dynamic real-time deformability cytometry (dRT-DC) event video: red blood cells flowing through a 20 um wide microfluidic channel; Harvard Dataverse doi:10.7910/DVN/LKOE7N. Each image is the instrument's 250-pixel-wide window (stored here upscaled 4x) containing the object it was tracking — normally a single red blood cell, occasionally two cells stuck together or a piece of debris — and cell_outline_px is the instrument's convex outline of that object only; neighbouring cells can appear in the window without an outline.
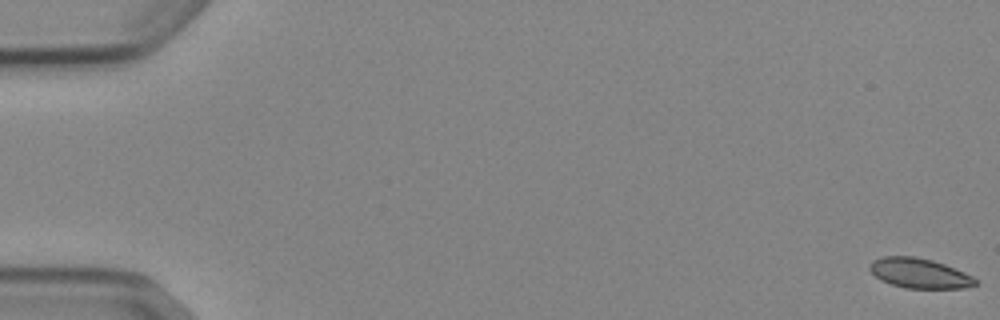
{"species": "Egyptian fruit bat (a non-hibernating species)", "species_latin": "Rousettus aegyptiacus", "temperature_condition": "cold", "stored_images_in_passage": 55, "segment_of_instrument_passage": [1, 2], "camera_frame_rate_fps": 3000, "um_per_image_px": 0.085, "animal": {"sex": "female"}, "frame": {"image": 1, "passage_image": 1, "time_ms": 0.0, "image_size_px": [1000, 320], "cell_outline_px": [[976, 284], [964, 288], [904, 288], [880, 280], [868, 268], [868, 264], [872, 260], [884, 256], [912, 256], [932, 260], [944, 264], [964, 272], [972, 276], [976, 280]], "centroid_in_image_um": [78.11, 23.22], "position_along_channel_um": 6.9, "area_um2": 18.32}}
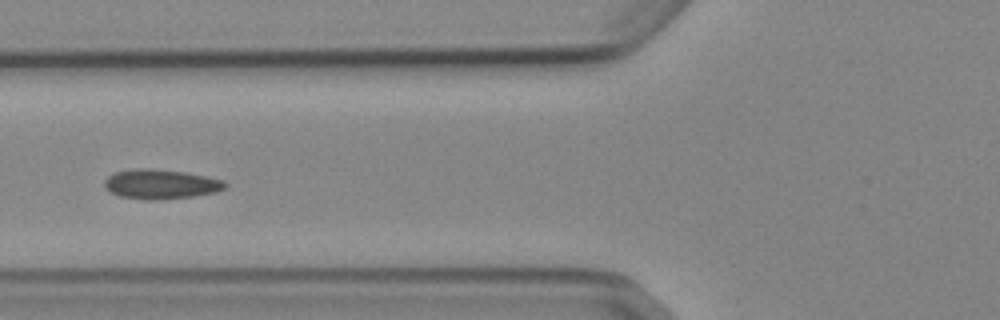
{"frame": {"image": 2, "passage_image": 22, "time_ms": 7.0, "image_size_px": [1000, 320], "cell_outline_px": [[228, 184], [224, 188], [216, 192], [192, 196], [160, 200], [144, 200], [120, 196], [104, 188], [104, 180], [108, 176], [116, 172], [136, 168], [148, 168], [184, 172], [224, 180]], "centroid_in_image_um": [13.64, 15.66], "position_along_channel_um": 112.2, "area_um2": 20.75}}
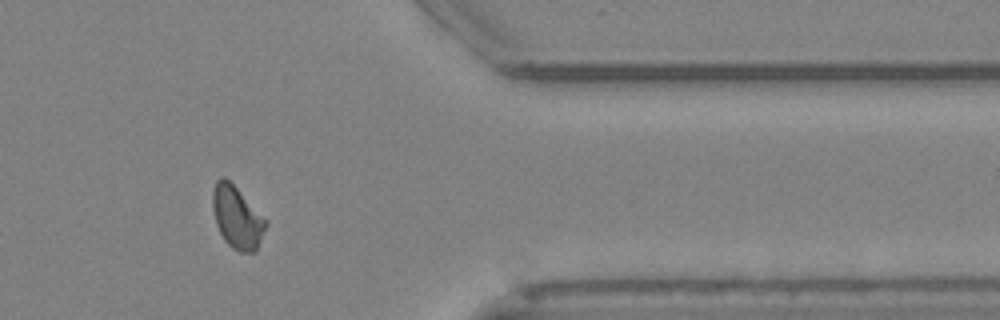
{"frame": {"image": 3, "passage_image": 45, "time_ms": 14.667, "image_size_px": [1000, 320], "cell_outline_px": [[268, 224], [256, 252], [240, 252], [232, 248], [224, 240], [216, 224], [212, 208], [212, 192], [216, 180], [220, 176], [224, 176], [268, 220]], "centroid_in_image_um": [20.15, 18.49], "position_along_channel_um": 391.2, "area_um2": 19.42}}